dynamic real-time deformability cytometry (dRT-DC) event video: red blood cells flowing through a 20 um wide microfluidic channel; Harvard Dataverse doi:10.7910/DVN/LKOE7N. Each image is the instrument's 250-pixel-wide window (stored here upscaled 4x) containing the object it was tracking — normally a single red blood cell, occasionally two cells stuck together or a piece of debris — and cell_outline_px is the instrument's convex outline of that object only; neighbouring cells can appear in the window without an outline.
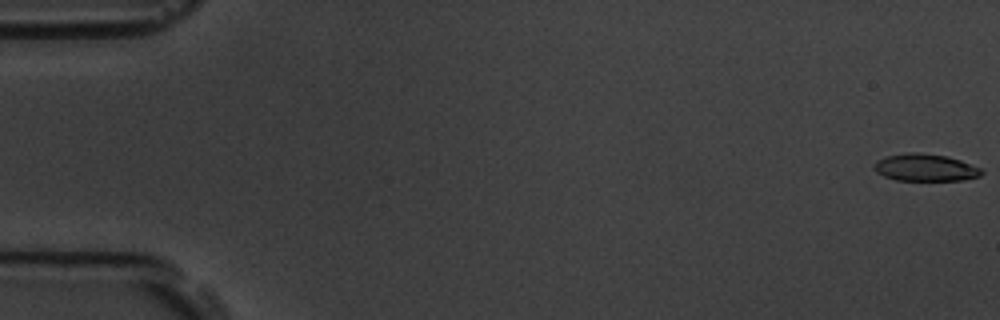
{"species": "common noctule bat (a hibernating species)", "species_latin": "Nyctalus noctula", "temperature_condition": "room temperature", "stored_images_in_passage": 5, "camera_frame_rate_fps": 3000, "um_per_image_px": 0.085, "animal": {"sex": "male", "body_mass_g": 19.5, "forearm_length_mm": 54.6}, "frame": {"image": 1, "passage_image": 1, "time_ms": 0.0, "image_size_px": [1000, 320], "cell_outline_px": [[984, 172], [980, 176], [964, 180], [896, 180], [884, 176], [876, 172], [872, 168], [872, 164], [876, 160], [884, 156], [908, 152], [920, 152], [948, 156], [984, 168]], "centroid_in_image_um": [78.64, 14.23], "position_along_channel_um": 6.4, "area_um2": 17.46}}
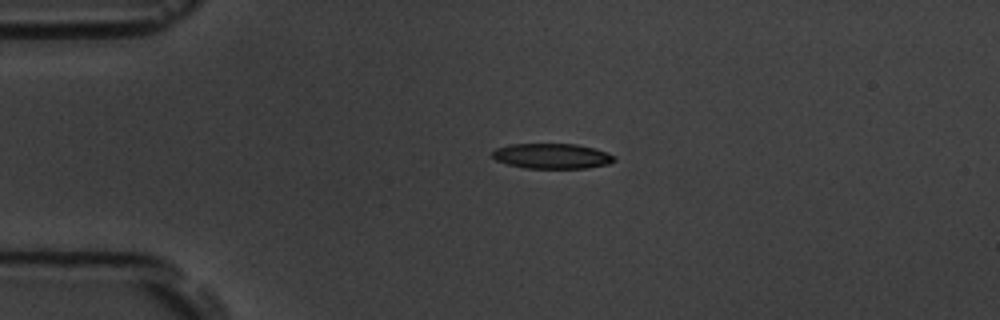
{"frame": {"image": 2, "passage_image": 4, "time_ms": 4.333, "image_size_px": [1000, 320], "cell_outline_px": [[616, 160], [608, 164], [588, 168], [524, 168], [508, 164], [496, 160], [492, 156], [492, 152], [496, 148], [508, 144], [576, 144], [596, 148], [608, 152], [616, 156]], "centroid_in_image_um": [46.95, 13.26], "position_along_channel_um": 38.0, "area_um2": 18.09}}